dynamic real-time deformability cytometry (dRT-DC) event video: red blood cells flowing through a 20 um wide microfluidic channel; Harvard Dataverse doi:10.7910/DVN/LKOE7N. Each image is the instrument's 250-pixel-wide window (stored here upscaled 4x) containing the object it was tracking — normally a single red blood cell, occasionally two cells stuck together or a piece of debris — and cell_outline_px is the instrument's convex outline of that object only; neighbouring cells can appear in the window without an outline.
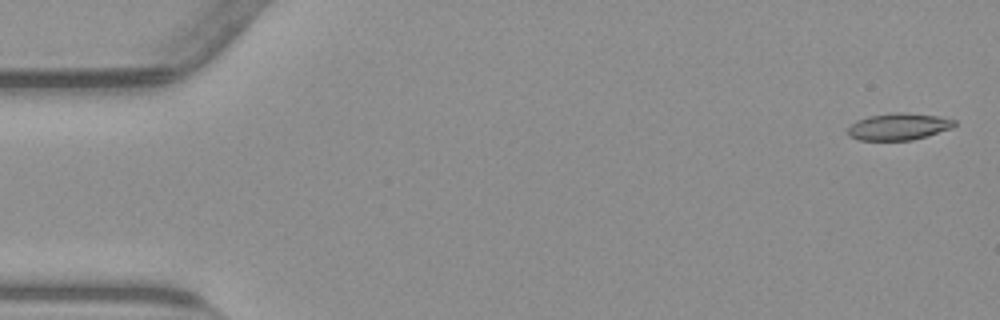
{"species": "common noctule bat (a hibernating species)", "species_latin": "Nyctalus noctula", "temperature_condition": "warm", "stored_images_in_passage": 55, "camera_frame_rate_fps": 3000, "um_per_image_px": 0.085, "animal": {"sex": "male", "body_mass_g": 23.1, "forearm_length_mm": 52.7}, "frame": {"image": 1, "passage_image": 2, "time_ms": 0.333, "image_size_px": [1000, 320], "cell_outline_px": [[956, 124], [952, 128], [912, 140], [860, 140], [848, 136], [848, 128], [856, 120], [868, 116], [896, 112], [900, 112], [936, 116], [956, 120]], "centroid_in_image_um": [76.36, 10.76], "position_along_channel_um": 8.6, "area_um2": 16.53}}
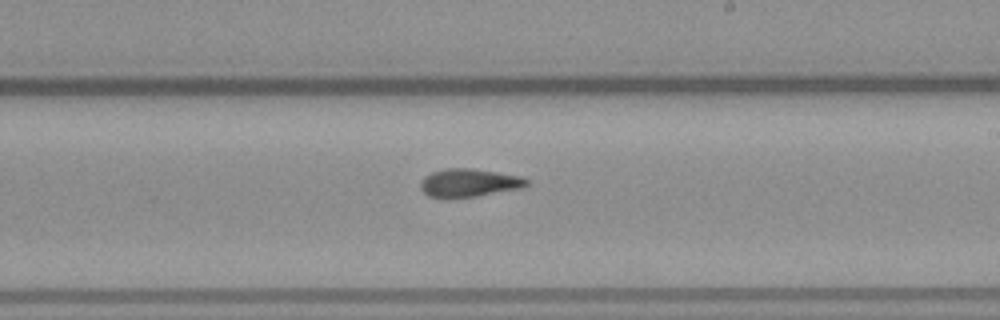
{"frame": {"image": 2, "passage_image": 32, "time_ms": 10.333, "image_size_px": [1000, 320], "cell_outline_px": [[528, 184], [520, 188], [476, 196], [428, 196], [420, 188], [420, 184], [424, 176], [432, 172], [444, 168], [468, 168], [496, 172], [520, 176], [528, 180]], "centroid_in_image_um": [39.85, 15.51], "position_along_channel_um": 249.1, "area_um2": 16.88}}
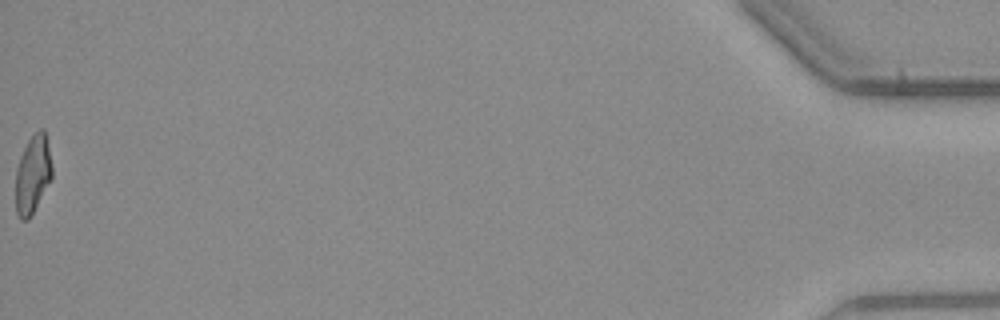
{"frame": {"image": 3, "passage_image": 55, "time_ms": 18.0, "image_size_px": [1000, 320], "cell_outline_px": [[52, 176], [28, 220], [20, 220], [16, 212], [16, 168], [20, 156], [28, 140], [40, 128], [44, 128], [52, 168]], "centroid_in_image_um": [2.76, 14.81], "position_along_channel_um": 432.4, "area_um2": 16.18}, "authors_computed_cell_mechanics": {"area_um2": 17.1666, "velocity_mm_per_s": 3.828, "shape_relaxation_time_tau1_ms": null, "shape_relaxation_time_tau2_ms": 2.6808, "deformation_change_tau1": null, "deformation_change_tau2": 0.0994}}